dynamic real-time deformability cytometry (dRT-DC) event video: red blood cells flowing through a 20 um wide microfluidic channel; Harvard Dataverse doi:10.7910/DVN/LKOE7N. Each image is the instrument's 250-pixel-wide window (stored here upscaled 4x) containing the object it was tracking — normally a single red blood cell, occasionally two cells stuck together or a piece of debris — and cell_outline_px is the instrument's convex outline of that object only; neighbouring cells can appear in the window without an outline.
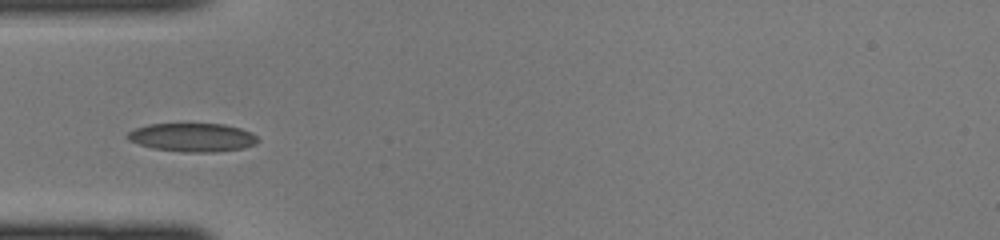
{"species": "common noctule bat (a hibernating species)", "species_latin": "Nyctalus noctula", "temperature_condition": "cold", "stored_images_in_passage": 14, "camera_frame_rate_fps": 3000, "um_per_image_px": 0.085, "animal": {"sex": "female", "body_mass_g": 22.0, "forearm_length_mm": 56.7}, "frame": {"image": 1, "passage_image": 3, "time_ms": 0.667, "image_size_px": [1000, 240], "cell_outline_px": [[260, 140], [256, 144], [244, 148], [216, 152], [180, 152], [152, 148], [128, 140], [124, 136], [128, 132], [136, 128], [148, 124], [224, 124], [240, 128], [252, 132]], "centroid_in_image_um": [16.37, 11.68], "position_along_channel_um": 68.6, "area_um2": 21.85}}
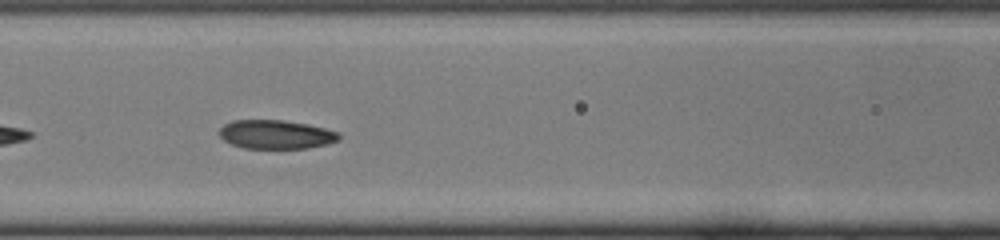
{"frame": {"image": 2, "passage_image": 8, "time_ms": 2.333, "image_size_px": [1000, 240], "cell_outline_px": [[340, 136], [336, 140], [328, 144], [308, 148], [244, 148], [232, 144], [224, 140], [220, 136], [220, 128], [224, 124], [232, 120], [280, 120], [308, 124], [340, 132]], "centroid_in_image_um": [23.45, 11.42], "position_along_channel_um": 143.1, "area_um2": 20.0}}